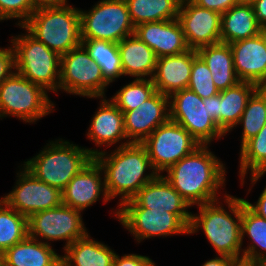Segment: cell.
Wrapping results in <instances>:
<instances>
[{"mask_svg": "<svg viewBox=\"0 0 266 266\" xmlns=\"http://www.w3.org/2000/svg\"><path fill=\"white\" fill-rule=\"evenodd\" d=\"M209 147L200 145L162 175L191 207L221 199L226 187V165Z\"/></svg>", "mask_w": 266, "mask_h": 266, "instance_id": "6da1fadb", "label": "cell"}, {"mask_svg": "<svg viewBox=\"0 0 266 266\" xmlns=\"http://www.w3.org/2000/svg\"><path fill=\"white\" fill-rule=\"evenodd\" d=\"M109 151L102 150L94 159L103 170L109 198H120L119 207L159 174L153 168L142 143H129Z\"/></svg>", "mask_w": 266, "mask_h": 266, "instance_id": "7a4b0ae2", "label": "cell"}, {"mask_svg": "<svg viewBox=\"0 0 266 266\" xmlns=\"http://www.w3.org/2000/svg\"><path fill=\"white\" fill-rule=\"evenodd\" d=\"M226 192L221 199L197 205L199 214L191 215L189 236L203 230L216 255L242 263L241 198Z\"/></svg>", "mask_w": 266, "mask_h": 266, "instance_id": "3957f363", "label": "cell"}, {"mask_svg": "<svg viewBox=\"0 0 266 266\" xmlns=\"http://www.w3.org/2000/svg\"><path fill=\"white\" fill-rule=\"evenodd\" d=\"M101 151L59 138L49 140L39 153L21 165L38 180L62 191Z\"/></svg>", "mask_w": 266, "mask_h": 266, "instance_id": "277c9868", "label": "cell"}, {"mask_svg": "<svg viewBox=\"0 0 266 266\" xmlns=\"http://www.w3.org/2000/svg\"><path fill=\"white\" fill-rule=\"evenodd\" d=\"M64 3L36 8L20 28L45 44L59 56L81 44V19L79 8Z\"/></svg>", "mask_w": 266, "mask_h": 266, "instance_id": "5b68a950", "label": "cell"}, {"mask_svg": "<svg viewBox=\"0 0 266 266\" xmlns=\"http://www.w3.org/2000/svg\"><path fill=\"white\" fill-rule=\"evenodd\" d=\"M24 33L11 36L15 71L41 86L46 92L57 93L60 83V58L56 52L36 40L24 28Z\"/></svg>", "mask_w": 266, "mask_h": 266, "instance_id": "8992f818", "label": "cell"}, {"mask_svg": "<svg viewBox=\"0 0 266 266\" xmlns=\"http://www.w3.org/2000/svg\"><path fill=\"white\" fill-rule=\"evenodd\" d=\"M50 94L15 70L0 84V119L15 117L34 124L55 111Z\"/></svg>", "mask_w": 266, "mask_h": 266, "instance_id": "52a82bcc", "label": "cell"}, {"mask_svg": "<svg viewBox=\"0 0 266 266\" xmlns=\"http://www.w3.org/2000/svg\"><path fill=\"white\" fill-rule=\"evenodd\" d=\"M108 86L100 66L82 44L61 56L59 91L94 99L106 97Z\"/></svg>", "mask_w": 266, "mask_h": 266, "instance_id": "ba28073f", "label": "cell"}, {"mask_svg": "<svg viewBox=\"0 0 266 266\" xmlns=\"http://www.w3.org/2000/svg\"><path fill=\"white\" fill-rule=\"evenodd\" d=\"M80 11L81 39L119 43L134 34L135 26L125 0H99L89 10Z\"/></svg>", "mask_w": 266, "mask_h": 266, "instance_id": "9c48e42d", "label": "cell"}, {"mask_svg": "<svg viewBox=\"0 0 266 266\" xmlns=\"http://www.w3.org/2000/svg\"><path fill=\"white\" fill-rule=\"evenodd\" d=\"M82 214L80 210L65 204L36 212L28 218V236L48 245L55 241H65L64 250L88 234Z\"/></svg>", "mask_w": 266, "mask_h": 266, "instance_id": "30bf717a", "label": "cell"}, {"mask_svg": "<svg viewBox=\"0 0 266 266\" xmlns=\"http://www.w3.org/2000/svg\"><path fill=\"white\" fill-rule=\"evenodd\" d=\"M170 120L183 126L201 145L226 136L209 116L207 98L186 88L169 96Z\"/></svg>", "mask_w": 266, "mask_h": 266, "instance_id": "8fae6325", "label": "cell"}, {"mask_svg": "<svg viewBox=\"0 0 266 266\" xmlns=\"http://www.w3.org/2000/svg\"><path fill=\"white\" fill-rule=\"evenodd\" d=\"M142 144L159 175L201 145L183 126L171 120L157 127Z\"/></svg>", "mask_w": 266, "mask_h": 266, "instance_id": "7c38bea8", "label": "cell"}, {"mask_svg": "<svg viewBox=\"0 0 266 266\" xmlns=\"http://www.w3.org/2000/svg\"><path fill=\"white\" fill-rule=\"evenodd\" d=\"M114 218L129 231L137 244L146 239L173 235H188L189 227L175 214L148 208H117Z\"/></svg>", "mask_w": 266, "mask_h": 266, "instance_id": "4fadbf2b", "label": "cell"}, {"mask_svg": "<svg viewBox=\"0 0 266 266\" xmlns=\"http://www.w3.org/2000/svg\"><path fill=\"white\" fill-rule=\"evenodd\" d=\"M18 167L14 187L9 193L0 197L9 207L29 218L36 212L62 204L60 189L38 180L22 165Z\"/></svg>", "mask_w": 266, "mask_h": 266, "instance_id": "5bb4252c", "label": "cell"}, {"mask_svg": "<svg viewBox=\"0 0 266 266\" xmlns=\"http://www.w3.org/2000/svg\"><path fill=\"white\" fill-rule=\"evenodd\" d=\"M189 49L221 42V14L197 6L191 0H181L177 16Z\"/></svg>", "mask_w": 266, "mask_h": 266, "instance_id": "9a60e30c", "label": "cell"}, {"mask_svg": "<svg viewBox=\"0 0 266 266\" xmlns=\"http://www.w3.org/2000/svg\"><path fill=\"white\" fill-rule=\"evenodd\" d=\"M118 208L165 210L177 215L188 227L191 223L189 209L192 207L162 175L145 184L131 200Z\"/></svg>", "mask_w": 266, "mask_h": 266, "instance_id": "2e32d148", "label": "cell"}, {"mask_svg": "<svg viewBox=\"0 0 266 266\" xmlns=\"http://www.w3.org/2000/svg\"><path fill=\"white\" fill-rule=\"evenodd\" d=\"M101 199L103 203L111 201L103 170L93 158L62 190V204L83 212Z\"/></svg>", "mask_w": 266, "mask_h": 266, "instance_id": "e0dca14e", "label": "cell"}, {"mask_svg": "<svg viewBox=\"0 0 266 266\" xmlns=\"http://www.w3.org/2000/svg\"><path fill=\"white\" fill-rule=\"evenodd\" d=\"M129 143H142L157 127L170 120L169 96L156 91L135 110L123 112Z\"/></svg>", "mask_w": 266, "mask_h": 266, "instance_id": "ac0fdd59", "label": "cell"}, {"mask_svg": "<svg viewBox=\"0 0 266 266\" xmlns=\"http://www.w3.org/2000/svg\"><path fill=\"white\" fill-rule=\"evenodd\" d=\"M99 107L94 112L88 131L87 138L94 142L96 147H122L129 144L124 127L123 112L110 100L100 97ZM124 141V142H123Z\"/></svg>", "mask_w": 266, "mask_h": 266, "instance_id": "d6986e66", "label": "cell"}, {"mask_svg": "<svg viewBox=\"0 0 266 266\" xmlns=\"http://www.w3.org/2000/svg\"><path fill=\"white\" fill-rule=\"evenodd\" d=\"M229 45L239 80L266 87V43L262 36L258 34Z\"/></svg>", "mask_w": 266, "mask_h": 266, "instance_id": "ffe728a7", "label": "cell"}, {"mask_svg": "<svg viewBox=\"0 0 266 266\" xmlns=\"http://www.w3.org/2000/svg\"><path fill=\"white\" fill-rule=\"evenodd\" d=\"M134 34L154 51L157 58L189 50L177 18L139 24L135 27Z\"/></svg>", "mask_w": 266, "mask_h": 266, "instance_id": "44dd1931", "label": "cell"}, {"mask_svg": "<svg viewBox=\"0 0 266 266\" xmlns=\"http://www.w3.org/2000/svg\"><path fill=\"white\" fill-rule=\"evenodd\" d=\"M197 55V50L189 49L182 54L157 58L152 77L156 91L170 96L186 89L189 85L193 59Z\"/></svg>", "mask_w": 266, "mask_h": 266, "instance_id": "7402d4cb", "label": "cell"}, {"mask_svg": "<svg viewBox=\"0 0 266 266\" xmlns=\"http://www.w3.org/2000/svg\"><path fill=\"white\" fill-rule=\"evenodd\" d=\"M124 77L152 79L157 56L154 51L135 34L118 43Z\"/></svg>", "mask_w": 266, "mask_h": 266, "instance_id": "603a6c76", "label": "cell"}, {"mask_svg": "<svg viewBox=\"0 0 266 266\" xmlns=\"http://www.w3.org/2000/svg\"><path fill=\"white\" fill-rule=\"evenodd\" d=\"M2 266H59L61 255L52 245L27 236L2 255Z\"/></svg>", "mask_w": 266, "mask_h": 266, "instance_id": "cb8c5ba5", "label": "cell"}, {"mask_svg": "<svg viewBox=\"0 0 266 266\" xmlns=\"http://www.w3.org/2000/svg\"><path fill=\"white\" fill-rule=\"evenodd\" d=\"M241 234L249 238L248 246H242V263L266 265V219L254 213L241 198Z\"/></svg>", "mask_w": 266, "mask_h": 266, "instance_id": "d4e9b609", "label": "cell"}, {"mask_svg": "<svg viewBox=\"0 0 266 266\" xmlns=\"http://www.w3.org/2000/svg\"><path fill=\"white\" fill-rule=\"evenodd\" d=\"M89 234L77 239L63 250V266H113L116 251Z\"/></svg>", "mask_w": 266, "mask_h": 266, "instance_id": "484cf974", "label": "cell"}, {"mask_svg": "<svg viewBox=\"0 0 266 266\" xmlns=\"http://www.w3.org/2000/svg\"><path fill=\"white\" fill-rule=\"evenodd\" d=\"M197 53L207 64L219 92L240 82L234 69L233 55L229 44L220 42L204 46L199 48Z\"/></svg>", "mask_w": 266, "mask_h": 266, "instance_id": "4316f807", "label": "cell"}, {"mask_svg": "<svg viewBox=\"0 0 266 266\" xmlns=\"http://www.w3.org/2000/svg\"><path fill=\"white\" fill-rule=\"evenodd\" d=\"M260 33L252 5L237 4L221 14V43L231 44Z\"/></svg>", "mask_w": 266, "mask_h": 266, "instance_id": "83f0119b", "label": "cell"}, {"mask_svg": "<svg viewBox=\"0 0 266 266\" xmlns=\"http://www.w3.org/2000/svg\"><path fill=\"white\" fill-rule=\"evenodd\" d=\"M258 88L253 83L240 81L219 92L220 129L225 135L235 129L249 98Z\"/></svg>", "mask_w": 266, "mask_h": 266, "instance_id": "f1b7e54d", "label": "cell"}, {"mask_svg": "<svg viewBox=\"0 0 266 266\" xmlns=\"http://www.w3.org/2000/svg\"><path fill=\"white\" fill-rule=\"evenodd\" d=\"M89 56L101 68L103 78L111 85L124 76L118 43L99 39H81Z\"/></svg>", "mask_w": 266, "mask_h": 266, "instance_id": "f546056e", "label": "cell"}, {"mask_svg": "<svg viewBox=\"0 0 266 266\" xmlns=\"http://www.w3.org/2000/svg\"><path fill=\"white\" fill-rule=\"evenodd\" d=\"M132 23L136 27L146 22L174 20L181 0H125Z\"/></svg>", "mask_w": 266, "mask_h": 266, "instance_id": "4dcf8cb0", "label": "cell"}, {"mask_svg": "<svg viewBox=\"0 0 266 266\" xmlns=\"http://www.w3.org/2000/svg\"><path fill=\"white\" fill-rule=\"evenodd\" d=\"M239 156L238 175L241 186L245 185L247 174H264L266 172V124L256 136L240 148Z\"/></svg>", "mask_w": 266, "mask_h": 266, "instance_id": "1f68e13d", "label": "cell"}, {"mask_svg": "<svg viewBox=\"0 0 266 266\" xmlns=\"http://www.w3.org/2000/svg\"><path fill=\"white\" fill-rule=\"evenodd\" d=\"M266 124V88L259 87L249 98L237 127L242 126L240 148ZM239 125V126H238Z\"/></svg>", "mask_w": 266, "mask_h": 266, "instance_id": "d6a6232c", "label": "cell"}, {"mask_svg": "<svg viewBox=\"0 0 266 266\" xmlns=\"http://www.w3.org/2000/svg\"><path fill=\"white\" fill-rule=\"evenodd\" d=\"M28 236V218L0 198V255Z\"/></svg>", "mask_w": 266, "mask_h": 266, "instance_id": "836d02e7", "label": "cell"}, {"mask_svg": "<svg viewBox=\"0 0 266 266\" xmlns=\"http://www.w3.org/2000/svg\"><path fill=\"white\" fill-rule=\"evenodd\" d=\"M156 92L152 79L134 78L127 85H123L110 100L122 111L137 109L145 100Z\"/></svg>", "mask_w": 266, "mask_h": 266, "instance_id": "e575fe53", "label": "cell"}, {"mask_svg": "<svg viewBox=\"0 0 266 266\" xmlns=\"http://www.w3.org/2000/svg\"><path fill=\"white\" fill-rule=\"evenodd\" d=\"M211 75L212 73L205 61L197 55L193 59L191 76L187 88L194 91L202 99L219 94V90L216 88Z\"/></svg>", "mask_w": 266, "mask_h": 266, "instance_id": "d590c367", "label": "cell"}, {"mask_svg": "<svg viewBox=\"0 0 266 266\" xmlns=\"http://www.w3.org/2000/svg\"><path fill=\"white\" fill-rule=\"evenodd\" d=\"M34 11L29 0H0V22L17 19L15 25L20 27Z\"/></svg>", "mask_w": 266, "mask_h": 266, "instance_id": "8d00e7d4", "label": "cell"}, {"mask_svg": "<svg viewBox=\"0 0 266 266\" xmlns=\"http://www.w3.org/2000/svg\"><path fill=\"white\" fill-rule=\"evenodd\" d=\"M113 266H156V264L146 255L131 253L122 256L116 254Z\"/></svg>", "mask_w": 266, "mask_h": 266, "instance_id": "74e56055", "label": "cell"}, {"mask_svg": "<svg viewBox=\"0 0 266 266\" xmlns=\"http://www.w3.org/2000/svg\"><path fill=\"white\" fill-rule=\"evenodd\" d=\"M15 70L14 50L10 46L0 47V84Z\"/></svg>", "mask_w": 266, "mask_h": 266, "instance_id": "f35d334b", "label": "cell"}, {"mask_svg": "<svg viewBox=\"0 0 266 266\" xmlns=\"http://www.w3.org/2000/svg\"><path fill=\"white\" fill-rule=\"evenodd\" d=\"M197 6L219 12L225 13L231 7L239 4L238 0H191Z\"/></svg>", "mask_w": 266, "mask_h": 266, "instance_id": "ab89813d", "label": "cell"}, {"mask_svg": "<svg viewBox=\"0 0 266 266\" xmlns=\"http://www.w3.org/2000/svg\"><path fill=\"white\" fill-rule=\"evenodd\" d=\"M245 204L258 216L266 219V186L255 203L244 199Z\"/></svg>", "mask_w": 266, "mask_h": 266, "instance_id": "60d3db41", "label": "cell"}, {"mask_svg": "<svg viewBox=\"0 0 266 266\" xmlns=\"http://www.w3.org/2000/svg\"><path fill=\"white\" fill-rule=\"evenodd\" d=\"M213 259H208L201 266H238L240 262L225 255H215Z\"/></svg>", "mask_w": 266, "mask_h": 266, "instance_id": "b9f144b4", "label": "cell"}, {"mask_svg": "<svg viewBox=\"0 0 266 266\" xmlns=\"http://www.w3.org/2000/svg\"><path fill=\"white\" fill-rule=\"evenodd\" d=\"M207 109L209 116L220 128L219 94L207 98Z\"/></svg>", "mask_w": 266, "mask_h": 266, "instance_id": "7bdbcfd3", "label": "cell"}, {"mask_svg": "<svg viewBox=\"0 0 266 266\" xmlns=\"http://www.w3.org/2000/svg\"><path fill=\"white\" fill-rule=\"evenodd\" d=\"M252 6L259 25H266V0H256Z\"/></svg>", "mask_w": 266, "mask_h": 266, "instance_id": "ee69618b", "label": "cell"}, {"mask_svg": "<svg viewBox=\"0 0 266 266\" xmlns=\"http://www.w3.org/2000/svg\"><path fill=\"white\" fill-rule=\"evenodd\" d=\"M32 6L36 8L56 6L64 3L66 0H29Z\"/></svg>", "mask_w": 266, "mask_h": 266, "instance_id": "f6af8a7d", "label": "cell"}, {"mask_svg": "<svg viewBox=\"0 0 266 266\" xmlns=\"http://www.w3.org/2000/svg\"><path fill=\"white\" fill-rule=\"evenodd\" d=\"M264 175H266V172L264 174H252L249 176L250 181H251V187L249 186L248 192H246L247 194L250 193L252 186L255 185L257 183V181H259V179H261V177H263Z\"/></svg>", "mask_w": 266, "mask_h": 266, "instance_id": "bcb514c9", "label": "cell"}, {"mask_svg": "<svg viewBox=\"0 0 266 266\" xmlns=\"http://www.w3.org/2000/svg\"><path fill=\"white\" fill-rule=\"evenodd\" d=\"M262 38L264 39L265 43H266V25L264 26H260V33H259Z\"/></svg>", "mask_w": 266, "mask_h": 266, "instance_id": "7dc6e473", "label": "cell"}, {"mask_svg": "<svg viewBox=\"0 0 266 266\" xmlns=\"http://www.w3.org/2000/svg\"><path fill=\"white\" fill-rule=\"evenodd\" d=\"M256 0H238L239 4L252 5Z\"/></svg>", "mask_w": 266, "mask_h": 266, "instance_id": "c3c4849f", "label": "cell"}, {"mask_svg": "<svg viewBox=\"0 0 266 266\" xmlns=\"http://www.w3.org/2000/svg\"><path fill=\"white\" fill-rule=\"evenodd\" d=\"M238 266H252V265L240 263Z\"/></svg>", "mask_w": 266, "mask_h": 266, "instance_id": "681fc988", "label": "cell"}, {"mask_svg": "<svg viewBox=\"0 0 266 266\" xmlns=\"http://www.w3.org/2000/svg\"><path fill=\"white\" fill-rule=\"evenodd\" d=\"M0 266H2V259H1V255H0Z\"/></svg>", "mask_w": 266, "mask_h": 266, "instance_id": "f907efd6", "label": "cell"}]
</instances>
